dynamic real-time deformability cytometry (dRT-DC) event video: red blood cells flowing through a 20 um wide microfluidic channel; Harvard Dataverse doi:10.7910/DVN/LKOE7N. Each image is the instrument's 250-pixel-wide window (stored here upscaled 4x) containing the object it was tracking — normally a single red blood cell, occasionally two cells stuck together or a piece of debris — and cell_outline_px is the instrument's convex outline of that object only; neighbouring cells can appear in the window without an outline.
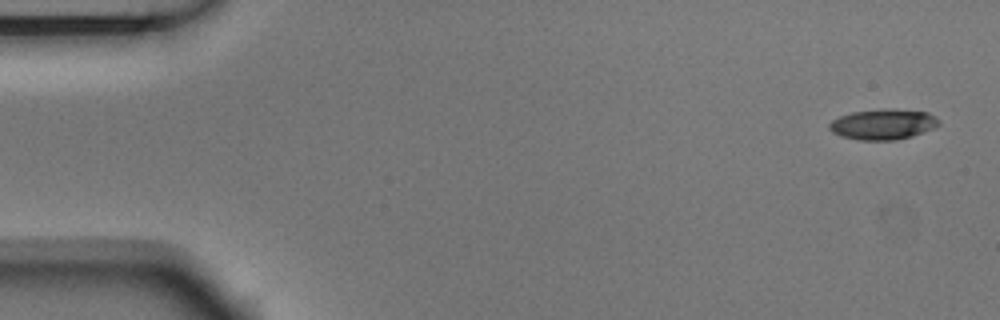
{"species": "Egyptian fruit bat (a non-hibernating species)", "species_latin": "Rousettus aegyptiacus", "temperature_condition": "room temperature", "stored_images_in_passage": 5, "segment_of_instrument_passage": [1, 2], "camera_frame_rate_fps": 3000, "um_per_image_px": 0.085, "animal": {"sex": "male"}, "frame": {"image": 1, "passage_image": 1, "time_ms": 0.0, "image_size_px": [1000, 320], "cell_outline_px": [[940, 124], [932, 128], [912, 136], [896, 140], [860, 140], [840, 136], [832, 132], [828, 128], [828, 124], [832, 120], [840, 116], [852, 112], [884, 108], [892, 108], [928, 112], [940, 120]], "centroid_in_image_um": [75.04, 10.55], "position_along_channel_um": 10.0, "area_um2": 19.59}}
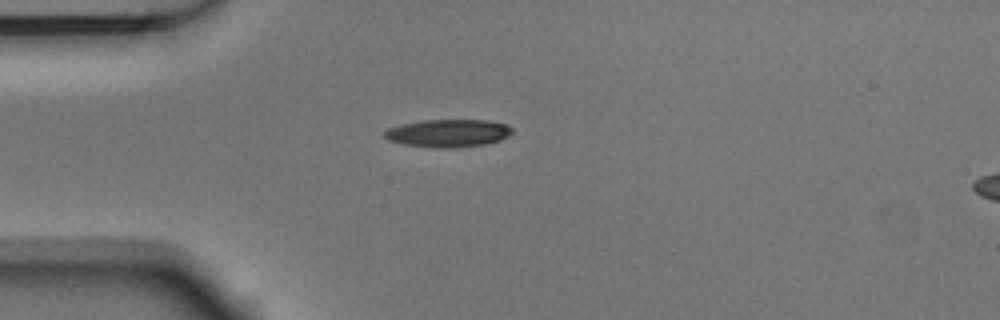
{"frame": {"image": 2, "passage_image": 4, "time_ms": 1.0, "image_size_px": [1000, 320], "cell_outline_px": [[512, 132], [508, 136], [500, 140], [484, 144], [456, 148], [436, 148], [404, 144], [388, 140], [384, 136], [384, 132], [388, 128], [400, 124], [424, 120], [488, 120], [508, 124], [512, 128]], "centroid_in_image_um": [38.1, 11.31], "position_along_channel_um": 46.9, "area_um2": 20.75}}